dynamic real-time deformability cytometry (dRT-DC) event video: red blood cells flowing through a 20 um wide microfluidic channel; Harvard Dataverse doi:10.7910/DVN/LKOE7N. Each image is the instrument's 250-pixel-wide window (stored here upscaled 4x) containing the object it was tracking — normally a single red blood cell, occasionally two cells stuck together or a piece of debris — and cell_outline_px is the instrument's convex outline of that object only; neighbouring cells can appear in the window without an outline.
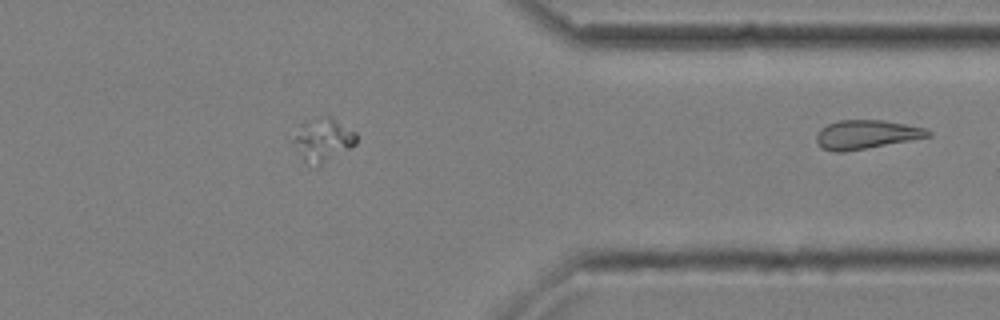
{"species": "common noctule bat (a hibernating species)", "species_latin": "Nyctalus noctula", "temperature_condition": "cold", "stored_images_in_passage": 41, "segment_of_instrument_passage": [2, 2], "camera_frame_rate_fps": 3000, "um_per_image_px": 0.085, "animal": {"sex": "male", "body_mass_g": 20.4}, "frame": {"image": 1, "passage_image": 41, "time_ms": 13.333, "image_size_px": [1000, 320], "cell_outline_px": [[932, 136], [844, 152], [836, 152], [824, 148], [816, 140], [816, 132], [820, 128], [828, 124], [840, 120], [884, 120], [924, 128], [932, 132]], "centroid_in_image_um": [73.62, 11.42], "position_along_channel_um": 337.8, "area_um2": 18.55}}